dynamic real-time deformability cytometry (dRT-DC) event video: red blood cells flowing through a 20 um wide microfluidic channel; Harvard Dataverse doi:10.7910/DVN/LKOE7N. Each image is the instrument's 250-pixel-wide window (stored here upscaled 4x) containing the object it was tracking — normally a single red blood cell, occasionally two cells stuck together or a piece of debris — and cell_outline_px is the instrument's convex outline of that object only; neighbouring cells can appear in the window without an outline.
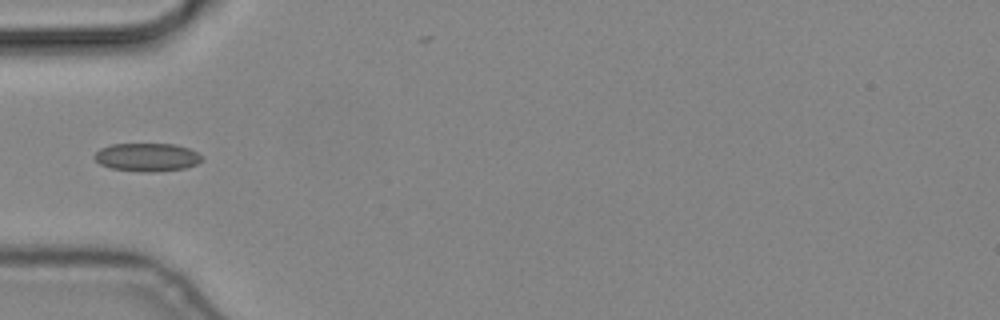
{"species": "common noctule bat (a hibernating species)", "species_latin": "Nyctalus noctula", "temperature_condition": "cold", "stored_images_in_passage": 4, "camera_frame_rate_fps": 3000, "um_per_image_px": 0.085, "animal": {"sex": "male", "body_mass_g": 19.2, "forearm_length_mm": 51.8}, "frame": {"image": 1, "passage_image": 3, "time_ms": 0.667, "image_size_px": [1000, 320], "cell_outline_px": [[204, 160], [196, 164], [184, 168], [152, 172], [148, 172], [112, 168], [100, 164], [92, 156], [100, 148], [112, 144], [172, 144], [188, 148], [196, 152]], "centroid_in_image_um": [12.48, 13.35], "position_along_channel_um": 72.5, "area_um2": 17.46}}